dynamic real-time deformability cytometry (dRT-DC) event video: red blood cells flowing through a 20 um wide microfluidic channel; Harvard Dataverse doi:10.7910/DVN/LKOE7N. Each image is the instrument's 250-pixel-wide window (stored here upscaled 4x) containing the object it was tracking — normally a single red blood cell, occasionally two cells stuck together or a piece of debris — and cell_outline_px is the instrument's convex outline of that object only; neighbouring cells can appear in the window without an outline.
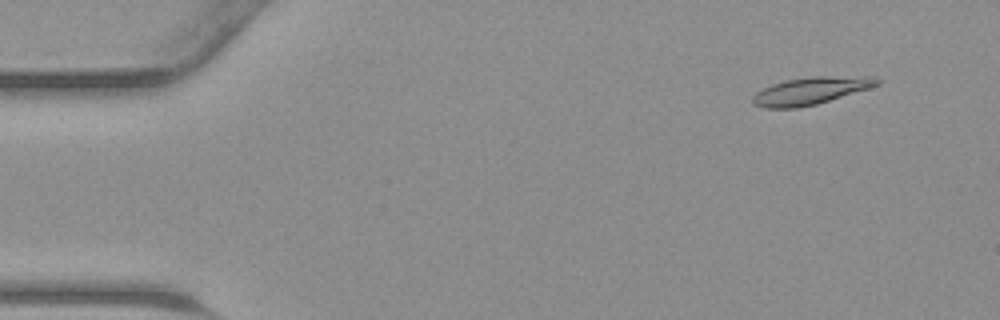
{"species": "common noctule bat (a hibernating species)", "species_latin": "Nyctalus noctula", "temperature_condition": "warm", "stored_images_in_passage": 44, "camera_frame_rate_fps": 3000, "um_per_image_px": 0.085, "animal": {"sex": "male", "body_mass_g": 23.1, "forearm_length_mm": 52.7}, "frame": {"image": 1, "passage_image": 3, "time_ms": 0.667, "image_size_px": [1000, 320], "cell_outline_px": [[880, 84], [868, 88], [816, 104], [796, 108], [764, 108], [752, 104], [752, 96], [756, 92], [772, 84], [784, 80], [816, 76], [872, 76], [880, 80]], "centroid_in_image_um": [68.87, 7.71], "position_along_channel_um": 16.1, "area_um2": 19.71}}
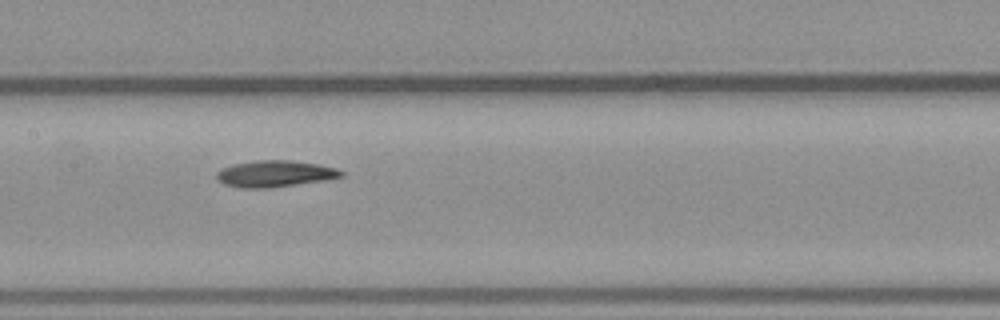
{"frame": {"image": 2, "passage_image": 21, "time_ms": 6.667, "image_size_px": [1000, 320], "cell_outline_px": [[344, 176], [324, 180], [268, 188], [240, 188], [224, 184], [216, 180], [216, 172], [220, 168], [232, 164], [256, 160], [288, 160], [320, 164], [336, 168], [344, 172]], "centroid_in_image_um": [23.32, 14.76], "position_along_channel_um": 184.1, "area_um2": 19.36}}
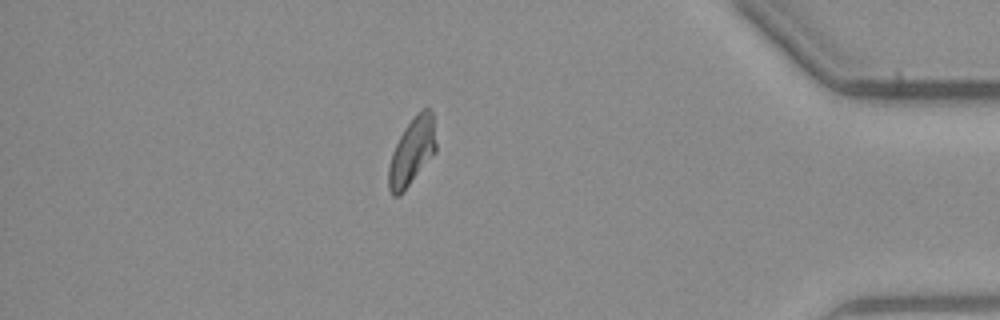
{"frame": {"image": 3, "passage_image": 38, "time_ms": 12.333, "image_size_px": [1000, 320], "cell_outline_px": [[436, 152], [408, 184], [396, 196], [392, 196], [388, 188], [388, 168], [392, 152], [404, 128], [424, 108], [432, 108], [436, 144]], "centroid_in_image_um": [35.02, 12.85], "position_along_channel_um": 400.2, "area_um2": 17.98}}